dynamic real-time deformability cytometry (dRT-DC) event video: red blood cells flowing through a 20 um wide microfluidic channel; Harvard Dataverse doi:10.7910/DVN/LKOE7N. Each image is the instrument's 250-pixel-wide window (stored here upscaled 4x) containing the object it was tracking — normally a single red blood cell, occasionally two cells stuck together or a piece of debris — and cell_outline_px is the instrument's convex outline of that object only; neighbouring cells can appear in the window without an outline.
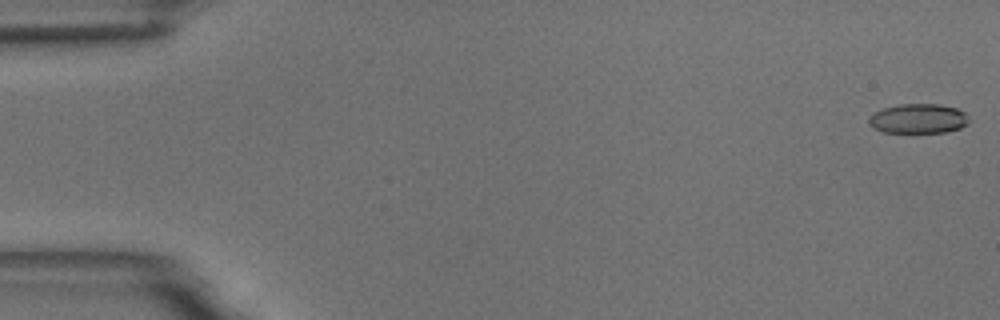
{"species": "common noctule bat (a hibernating species)", "species_latin": "Nyctalus noctula", "temperature_condition": "room temperature", "stored_images_in_passage": 56, "camera_frame_rate_fps": 3000, "um_per_image_px": 0.085, "animal": {"sex": "male", "body_mass_g": 18.8}, "frame": {"image": 1, "passage_image": 1, "time_ms": 0.0, "image_size_px": [1000, 320], "cell_outline_px": [[968, 124], [960, 128], [944, 132], [884, 132], [872, 128], [868, 120], [876, 112], [884, 108], [900, 104], [940, 104], [956, 108], [964, 112], [968, 120]], "centroid_in_image_um": [78.07, 10.08], "position_along_channel_um": 6.9, "area_um2": 17.05}}
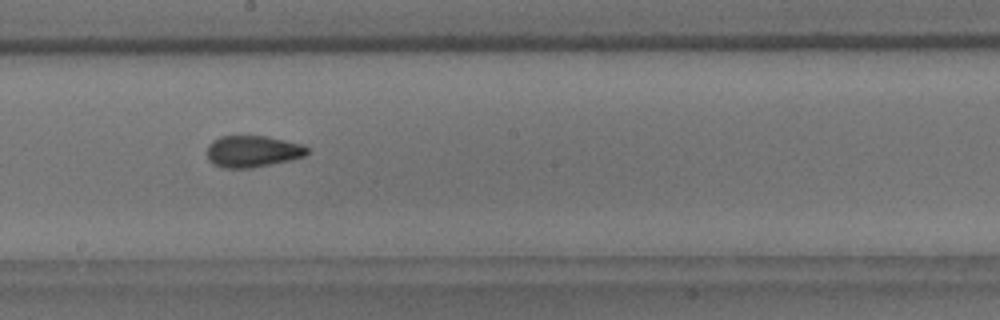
{"frame": {"image": 2, "passage_image": 31, "time_ms": 10.0, "image_size_px": [1000, 320], "cell_outline_px": [[308, 152], [304, 156], [292, 160], [252, 168], [220, 168], [212, 164], [208, 160], [208, 144], [212, 140], [220, 136], [268, 136], [304, 144], [308, 148]], "centroid_in_image_um": [21.47, 12.87], "position_along_channel_um": 226.7, "area_um2": 18.79}}
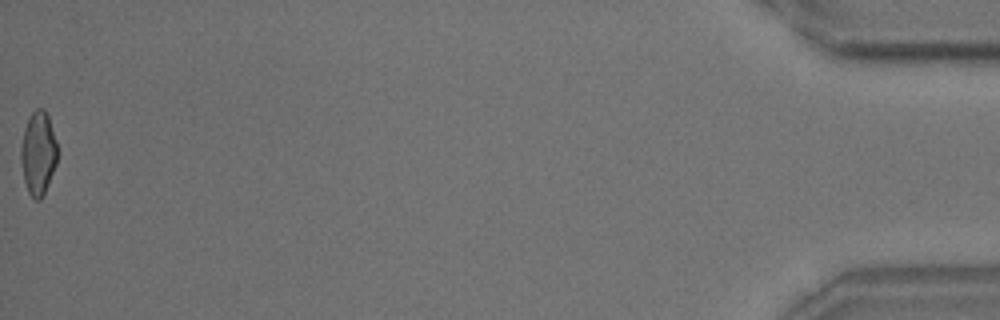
{"frame": {"image": 3, "passage_image": 56, "time_ms": 18.333, "image_size_px": [1000, 320], "cell_outline_px": [[56, 164], [44, 192], [40, 200], [36, 200], [28, 192], [24, 180], [20, 160], [20, 148], [24, 128], [32, 112], [36, 108], [44, 108], [48, 116], [56, 140]], "centroid_in_image_um": [3.22, 12.99], "position_along_channel_um": 432.0, "area_um2": 17.51}, "authors_computed_cell_mechanics": {"area_um2": 18.3226, "velocity_mm_per_s": 3.6497, "shape_relaxation_time_tau1_ms": 6.1377, "shape_relaxation_time_tau2_ms": 1.5125, "deformation_change_tau1": 0.1361, "deformation_change_tau2": 0.0771}}